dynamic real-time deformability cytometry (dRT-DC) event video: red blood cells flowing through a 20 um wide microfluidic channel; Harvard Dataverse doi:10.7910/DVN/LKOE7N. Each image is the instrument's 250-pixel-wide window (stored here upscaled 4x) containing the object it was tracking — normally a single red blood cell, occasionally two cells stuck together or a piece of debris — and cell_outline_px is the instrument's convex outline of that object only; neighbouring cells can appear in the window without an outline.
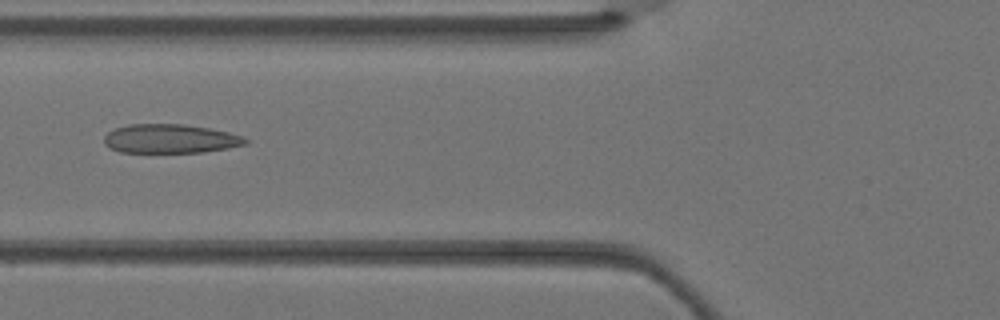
{"species": "Egyptian fruit bat (a non-hibernating species)", "species_latin": "Rousettus aegyptiacus", "temperature_condition": "warm", "stored_images_in_passage": 4, "camera_frame_rate_fps": 3000, "um_per_image_px": 0.085, "animal": {"sex": "female"}, "frame": {"image": 1, "passage_image": 4, "time_ms": 1.0, "image_size_px": [1000, 320], "cell_outline_px": [[248, 144], [228, 148], [204, 152], [120, 152], [108, 148], [104, 144], [104, 136], [108, 132], [116, 128], [128, 124], [184, 124], [208, 128], [228, 132], [240, 136], [248, 140]], "centroid_in_image_um": [14.44, 11.79], "position_along_channel_um": 111.4, "area_um2": 23.87}}